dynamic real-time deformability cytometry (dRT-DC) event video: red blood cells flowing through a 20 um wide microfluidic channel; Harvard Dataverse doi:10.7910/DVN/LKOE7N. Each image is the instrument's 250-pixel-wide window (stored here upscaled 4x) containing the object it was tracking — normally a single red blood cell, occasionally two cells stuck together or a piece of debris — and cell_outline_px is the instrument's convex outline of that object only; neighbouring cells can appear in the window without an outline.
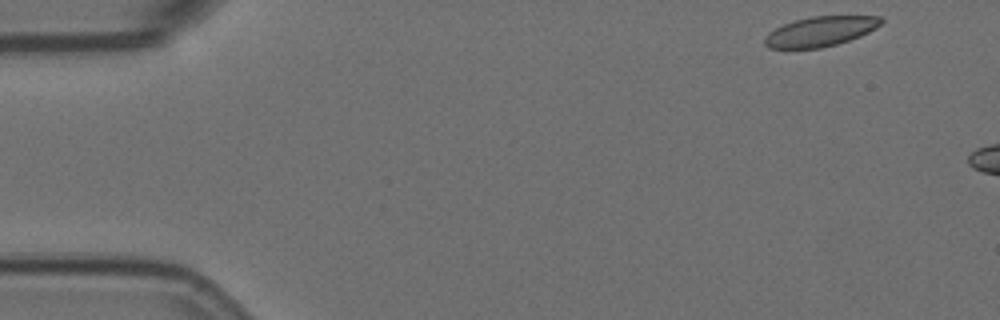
{"species": "Egyptian fruit bat (a non-hibernating species)", "species_latin": "Rousettus aegyptiacus", "temperature_condition": "room temperature", "stored_images_in_passage": 5, "camera_frame_rate_fps": 3000, "um_per_image_px": 0.085, "animal": {"sex": "female"}, "frame": {"image": 1, "passage_image": 1, "time_ms": 0.0, "image_size_px": [1000, 320], "cell_outline_px": [[884, 20], [876, 28], [860, 36], [836, 44], [820, 48], [768, 48], [764, 44], [764, 36], [768, 32], [784, 24], [796, 20], [812, 16], [880, 16]], "centroid_in_image_um": [69.71, 2.67], "position_along_channel_um": 15.3, "area_um2": 20.11}}